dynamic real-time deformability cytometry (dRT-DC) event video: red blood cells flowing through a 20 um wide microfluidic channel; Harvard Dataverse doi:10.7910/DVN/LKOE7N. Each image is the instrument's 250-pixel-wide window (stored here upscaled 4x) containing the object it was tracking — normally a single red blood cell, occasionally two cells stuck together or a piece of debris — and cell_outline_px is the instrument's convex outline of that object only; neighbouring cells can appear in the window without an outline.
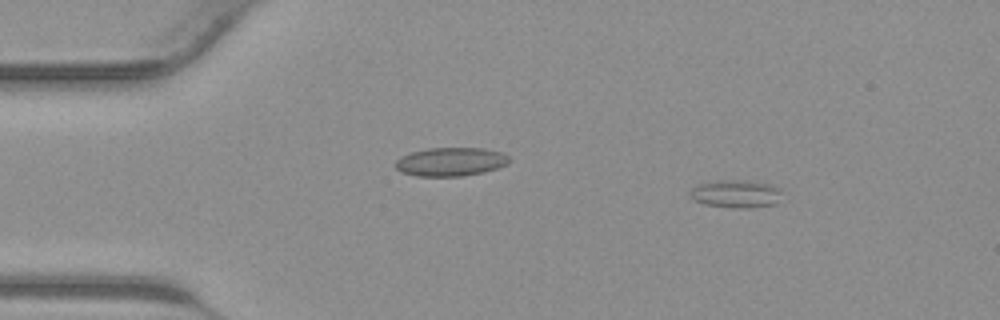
{"species": "common noctule bat (a hibernating species)", "species_latin": "Nyctalus noctula", "temperature_condition": "warm", "stored_images_in_passage": 41, "camera_frame_rate_fps": 3000, "um_per_image_px": 0.085, "animal": {"sex": "male", "body_mass_g": 23.1, "forearm_length_mm": 52.7}, "frame": {"image": 1, "passage_image": 5, "time_ms": 1.333, "image_size_px": [1000, 320], "cell_outline_px": [[780, 192], [776, 204], [752, 208], [732, 208], [704, 204], [692, 200], [688, 192], [696, 184], [716, 180], [748, 180], [768, 184], [780, 188]], "centroid_in_image_um": [62.49, 16.47], "position_along_channel_um": 22.5, "area_um2": 15.14}}
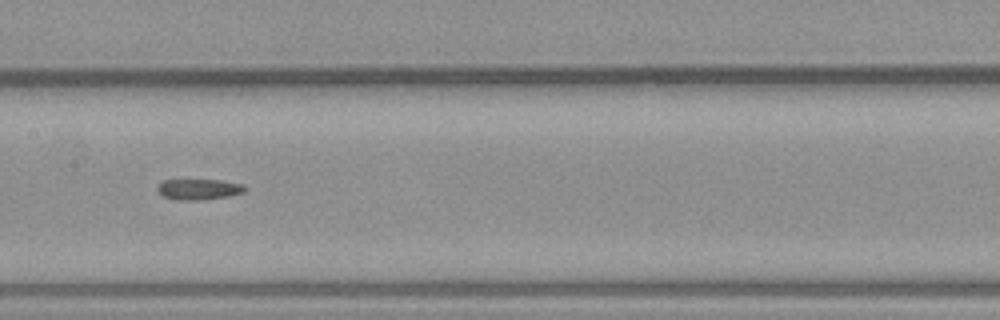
{"frame": {"image": 2, "passage_image": 20, "time_ms": 6.333, "image_size_px": [1000, 320], "cell_outline_px": [[248, 188], [244, 192], [228, 196], [200, 200], [176, 200], [164, 196], [156, 188], [164, 180], [220, 180], [240, 184]], "centroid_in_image_um": [16.91, 16.09], "position_along_channel_um": 190.5, "area_um2": 10.4}}
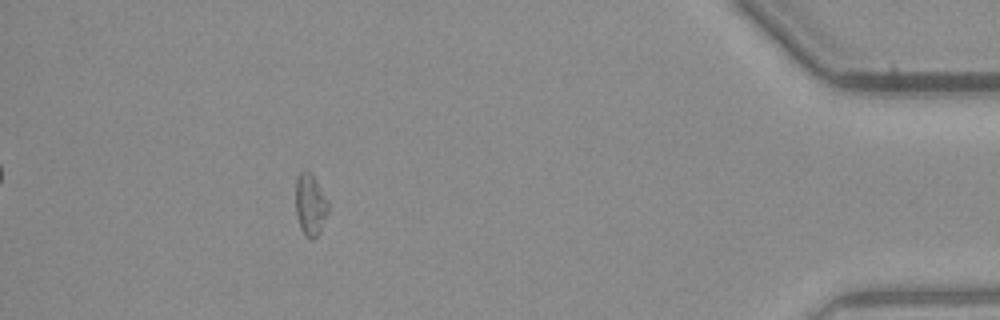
{"frame": {"image": 3, "passage_image": 37, "time_ms": 12.0, "image_size_px": [1000, 320], "cell_outline_px": [[328, 212], [320, 232], [312, 240], [304, 236], [300, 228], [296, 216], [296, 176], [304, 168], [316, 180], [328, 200]], "centroid_in_image_um": [26.36, 17.42], "position_along_channel_um": 408.8, "area_um2": 11.85}}